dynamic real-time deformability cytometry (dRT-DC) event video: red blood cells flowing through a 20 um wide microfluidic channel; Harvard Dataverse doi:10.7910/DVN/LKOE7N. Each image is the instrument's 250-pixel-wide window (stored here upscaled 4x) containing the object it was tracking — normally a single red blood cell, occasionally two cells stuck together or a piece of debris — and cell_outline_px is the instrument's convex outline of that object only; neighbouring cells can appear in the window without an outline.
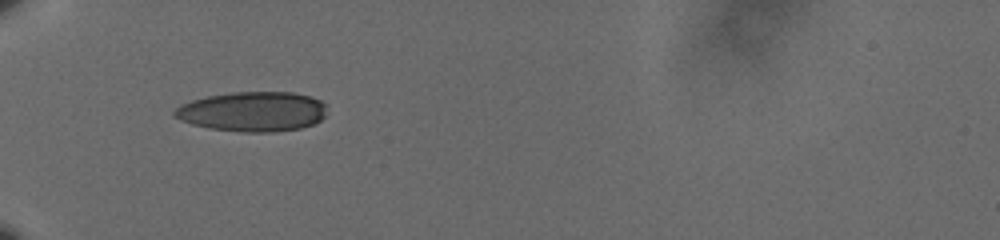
{"species": "human", "species_latin": "Homo sapiens", "temperature_condition": "cold", "stored_images_in_passage": 38, "camera_frame_rate_fps": 3000, "um_per_image_px": 0.085, "donor": {"sex": "male"}, "frame": {"image": 1, "passage_image": 1, "time_ms": 0.0, "image_size_px": [1000, 240], "cell_outline_px": [[324, 116], [320, 120], [312, 124], [300, 128], [272, 132], [244, 132], [208, 128], [192, 124], [180, 120], [172, 116], [172, 112], [180, 104], [192, 100], [208, 96], [232, 92], [292, 92], [308, 96], [320, 100], [324, 104]], "centroid_in_image_um": [21.42, 9.48], "position_along_channel_um": 63.6, "area_um2": 35.26}}
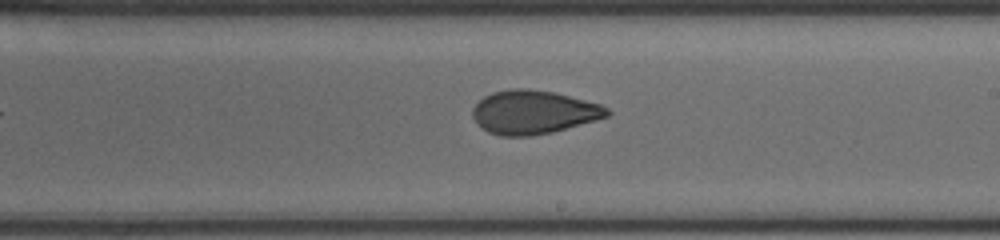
{"frame": {"image": 2, "passage_image": 17, "time_ms": 5.333, "image_size_px": [1000, 240], "cell_outline_px": [[612, 112], [608, 116], [596, 120], [552, 132], [532, 136], [500, 136], [488, 132], [476, 124], [472, 116], [472, 108], [484, 96], [492, 92], [512, 88], [528, 88], [552, 92], [600, 104], [608, 108]], "centroid_in_image_um": [45.31, 9.54], "position_along_channel_um": 243.7, "area_um2": 34.22}}
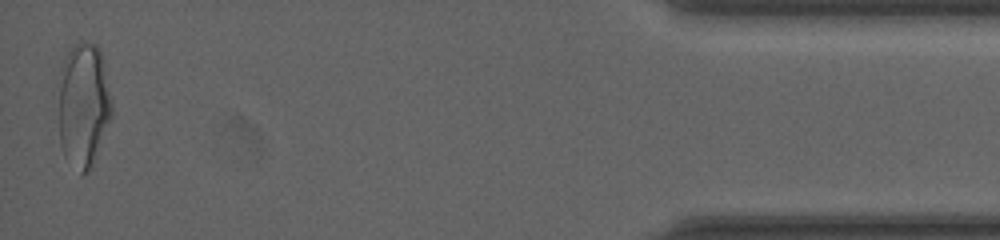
{"frame": {"image": 3, "passage_image": 38, "time_ms": 12.333, "image_size_px": [1000, 240], "cell_outline_px": [[112, 116], [92, 168], [88, 172], [80, 176], [64, 156], [60, 144], [60, 72], [64, 60], [72, 44], [80, 40], [84, 40], [96, 44], [100, 48], [104, 60], [112, 100]], "centroid_in_image_um": [7.13, 8.92], "position_along_channel_um": 428.1, "area_um2": 39.36}, "authors_computed_cell_mechanics": {"area_um2": 34.2465, "velocity_mm_per_s": 3.606, "shape_relaxation_time_tau1_ms": null, "shape_relaxation_time_tau2_ms": 1.6633, "deformation_change_tau1": null, "deformation_change_tau2": 0.0732}}